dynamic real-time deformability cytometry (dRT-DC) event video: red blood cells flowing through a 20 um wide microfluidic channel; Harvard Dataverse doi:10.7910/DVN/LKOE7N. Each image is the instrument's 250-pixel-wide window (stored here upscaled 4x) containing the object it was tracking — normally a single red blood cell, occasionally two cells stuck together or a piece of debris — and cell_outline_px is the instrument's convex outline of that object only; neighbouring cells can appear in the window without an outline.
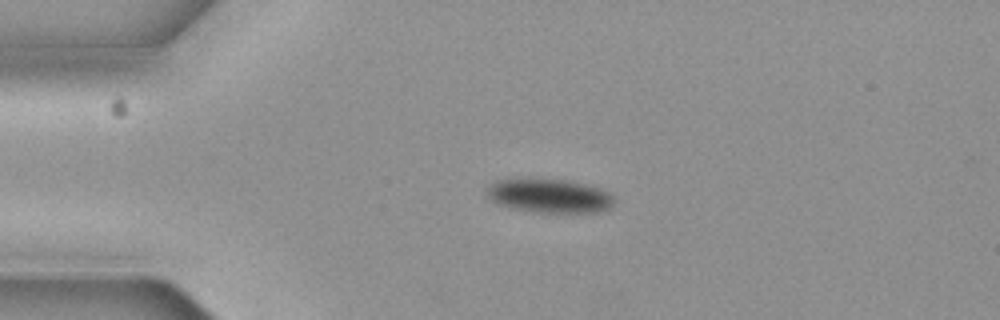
{"species": "common noctule bat (a hibernating species)", "species_latin": "Nyctalus noctula", "temperature_condition": "cold", "stored_images_in_passage": 5, "camera_frame_rate_fps": 3000, "um_per_image_px": 0.085, "animal": {"sex": "female", "body_mass_g": 19.3, "forearm_length_mm": 54.1}, "frame": {"image": 1, "passage_image": 3, "time_ms": 0.667, "image_size_px": [1000, 320], "cell_outline_px": [[616, 200], [612, 208], [600, 212], [532, 212], [512, 208], [500, 204], [492, 200], [488, 196], [488, 188], [496, 180], [564, 180], [584, 184], [600, 188], [608, 192]], "centroid_in_image_um": [46.78, 16.67], "position_along_channel_um": 38.2, "area_um2": 24.68}}
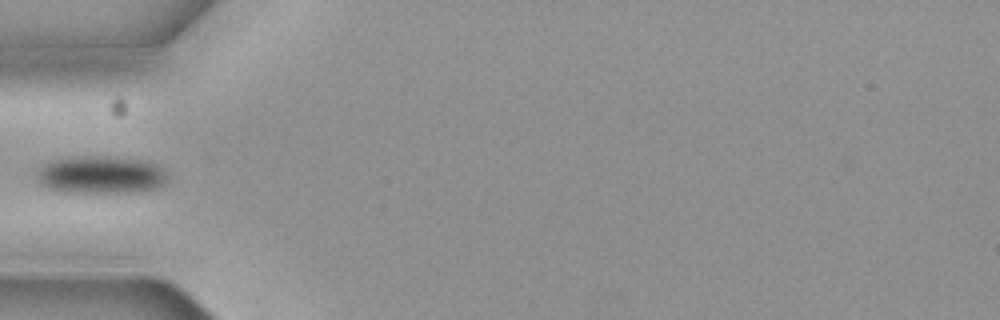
{"frame": {"image": 2, "passage_image": 5, "time_ms": 1.333, "image_size_px": [1000, 320], "cell_outline_px": [[164, 180], [160, 184], [152, 188], [128, 192], [64, 192], [48, 188], [40, 180], [36, 172], [44, 164], [52, 160], [140, 160], [156, 164], [164, 172]], "centroid_in_image_um": [8.52, 14.93], "position_along_channel_um": 76.5, "area_um2": 26.18}}